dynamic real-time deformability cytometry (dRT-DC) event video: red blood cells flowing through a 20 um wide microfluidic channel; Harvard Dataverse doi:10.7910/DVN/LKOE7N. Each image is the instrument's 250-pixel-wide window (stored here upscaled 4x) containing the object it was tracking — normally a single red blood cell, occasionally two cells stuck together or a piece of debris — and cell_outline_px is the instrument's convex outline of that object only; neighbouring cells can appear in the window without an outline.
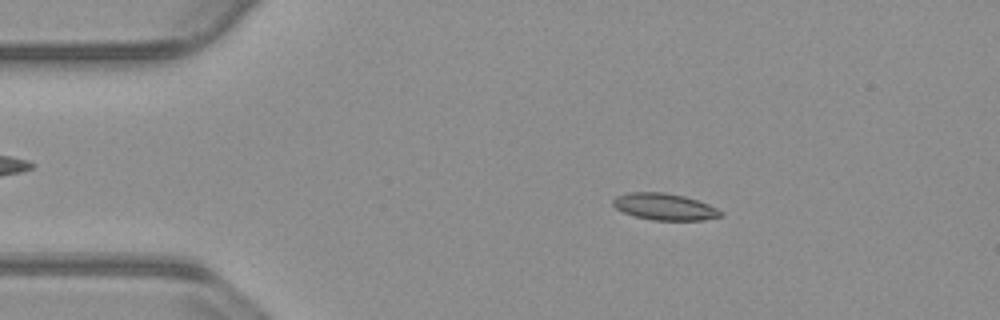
{"species": "common noctule bat (a hibernating species)", "species_latin": "Nyctalus noctula", "temperature_condition": "warm", "stored_images_in_passage": 53, "camera_frame_rate_fps": 3000, "um_per_image_px": 0.085, "animal": {"sex": "male", "body_mass_g": 23.1, "forearm_length_mm": 52.7}, "frame": {"image": 1, "passage_image": 9, "time_ms": 2.667, "image_size_px": [1000, 320], "cell_outline_px": [[724, 216], [704, 220], [652, 220], [636, 216], [624, 212], [616, 208], [612, 204], [612, 200], [616, 196], [628, 192], [664, 192], [684, 196], [708, 204], [724, 212]], "centroid_in_image_um": [56.5, 17.57], "position_along_channel_um": 28.5, "area_um2": 16.76}}
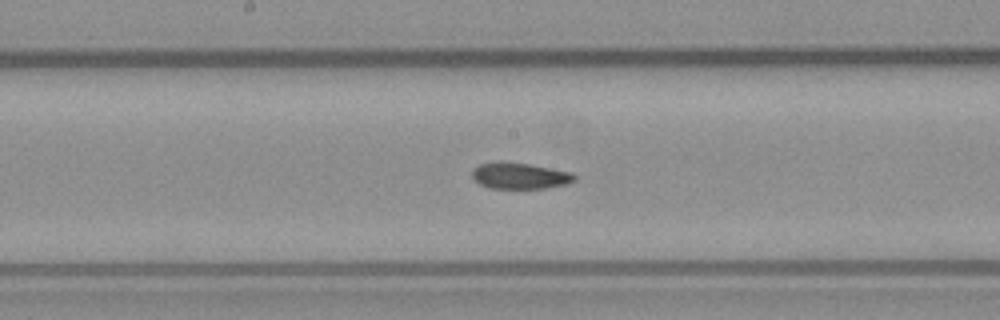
{"frame": {"image": 2, "passage_image": 27, "time_ms": 8.667, "image_size_px": [1000, 320], "cell_outline_px": [[576, 180], [568, 184], [544, 188], [492, 188], [480, 184], [472, 176], [472, 168], [480, 164], [496, 160], [500, 160], [528, 164], [572, 172], [576, 176]], "centroid_in_image_um": [44.18, 14.92], "position_along_channel_um": 204.0, "area_um2": 15.78}}
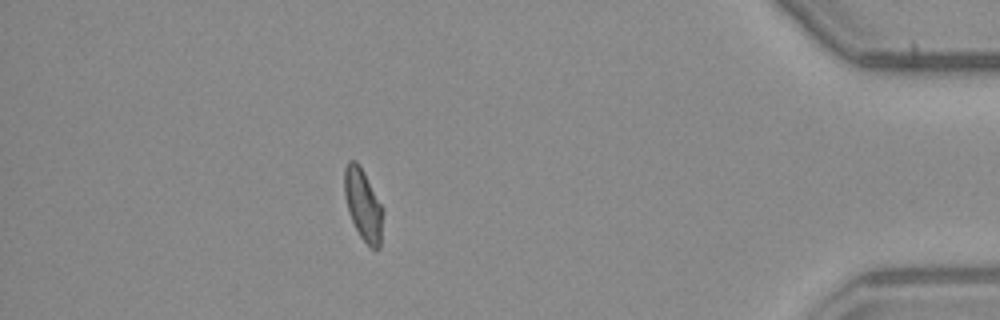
{"frame": {"image": 3, "passage_image": 47, "time_ms": 15.333, "image_size_px": [1000, 320], "cell_outline_px": [[380, 248], [372, 248], [360, 236], [348, 212], [344, 196], [344, 168], [348, 160], [356, 160], [380, 204]], "centroid_in_image_um": [30.78, 17.36], "position_along_channel_um": 404.4, "area_um2": 15.09}, "authors_computed_cell_mechanics": {"area_um2": 16.184, "velocity_mm_per_s": 3.8123, "shape_relaxation_time_tau1_ms": 6.8388, "shape_relaxation_time_tau2_ms": 2.1886, "deformation_change_tau1": 0.1344, "deformation_change_tau2": 0.0744}}